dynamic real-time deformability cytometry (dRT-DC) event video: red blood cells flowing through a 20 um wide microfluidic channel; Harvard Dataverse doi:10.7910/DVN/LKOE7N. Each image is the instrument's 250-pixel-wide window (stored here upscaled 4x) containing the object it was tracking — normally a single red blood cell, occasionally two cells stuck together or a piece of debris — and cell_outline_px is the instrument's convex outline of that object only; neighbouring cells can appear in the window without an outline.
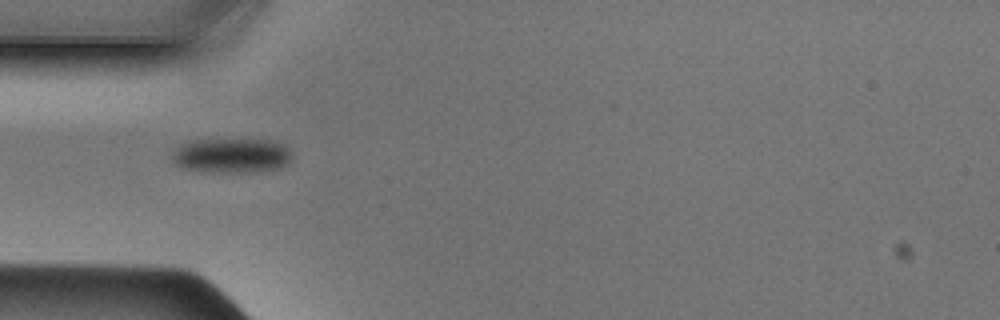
{"species": "Egyptian fruit bat (a non-hibernating species)", "species_latin": "Rousettus aegyptiacus", "temperature_condition": "cold", "stored_images_in_passage": 37, "camera_frame_rate_fps": 3000, "um_per_image_px": 0.085, "animal": {"sex": "male"}, "frame": {"image": 1, "passage_image": 3, "time_ms": 0.667, "image_size_px": [1000, 320], "cell_outline_px": [[292, 160], [288, 164], [276, 168], [248, 172], [212, 172], [184, 168], [176, 164], [172, 160], [172, 152], [180, 144], [188, 140], [276, 140], [284, 144], [292, 152]], "centroid_in_image_um": [19.7, 13.21], "position_along_channel_um": 65.3, "area_um2": 24.33}}
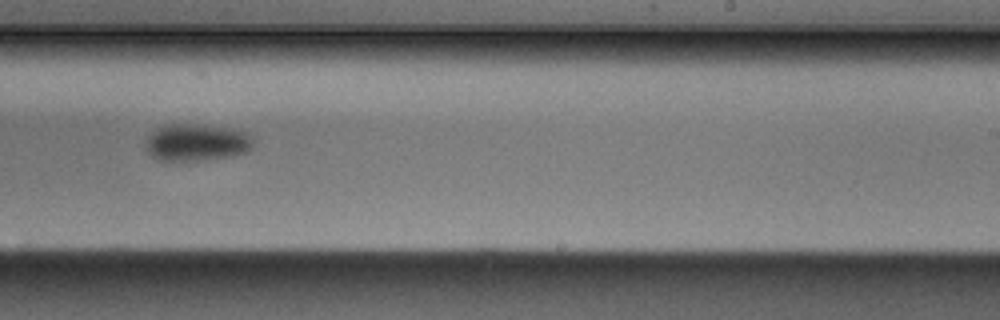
{"frame": {"image": 2, "passage_image": 18, "time_ms": 5.667, "image_size_px": [1000, 320], "cell_outline_px": [[252, 148], [244, 152], [228, 156], [204, 160], [160, 160], [152, 156], [144, 148], [144, 140], [152, 132], [168, 124], [192, 124], [232, 128], [244, 132], [252, 136]], "centroid_in_image_um": [16.67, 12.1], "position_along_channel_um": 272.3, "area_um2": 23.06}}
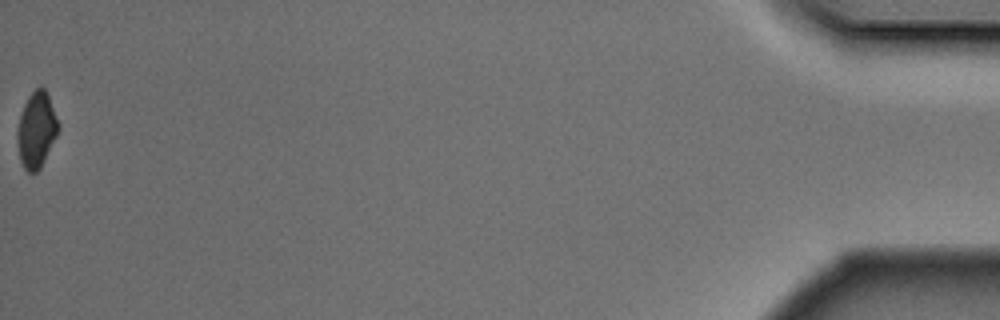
{"frame": {"image": 3, "passage_image": 37, "time_ms": 12.0, "image_size_px": [1000, 320], "cell_outline_px": [[56, 136], [40, 168], [36, 172], [28, 172], [24, 168], [20, 160], [16, 132], [20, 116], [24, 104], [28, 96], [40, 84], [44, 88], [48, 96], [56, 120]], "centroid_in_image_um": [3.05, 11.04], "position_along_channel_um": 432.2, "area_um2": 17.46}}